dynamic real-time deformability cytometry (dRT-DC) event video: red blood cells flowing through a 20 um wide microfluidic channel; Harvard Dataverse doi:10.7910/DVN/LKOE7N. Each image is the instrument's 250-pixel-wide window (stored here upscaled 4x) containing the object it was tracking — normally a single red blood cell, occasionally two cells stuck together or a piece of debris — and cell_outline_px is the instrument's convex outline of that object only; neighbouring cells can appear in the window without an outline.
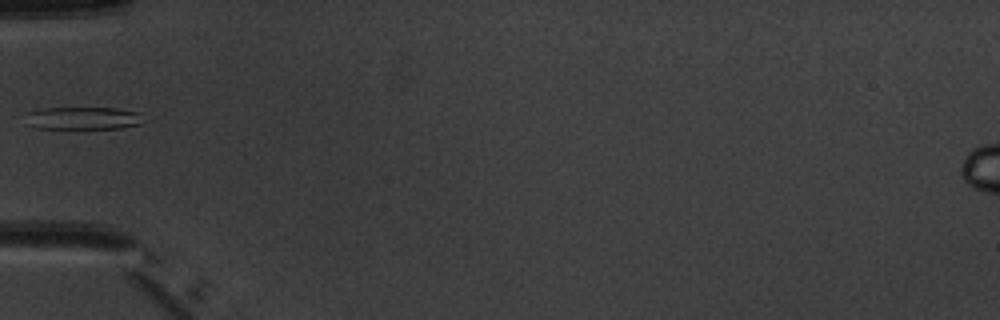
{"species": "common noctule bat (a hibernating species)", "species_latin": "Nyctalus noctula", "temperature_condition": "warm", "stored_images_in_passage": 6, "camera_frame_rate_fps": 3000, "um_per_image_px": 0.085, "animal": {"sex": "male", "body_mass_g": 20.1, "forearm_length_mm": 53.5}, "frame": {"image": 1, "passage_image": 6, "time_ms": 5.667, "image_size_px": [1000, 320], "cell_outline_px": [[152, 120], [140, 124], [120, 128], [36, 128], [24, 124], [24, 112], [40, 108], [116, 108], [140, 112]], "centroid_in_image_um": [7.08, 10.04], "position_along_channel_um": 77.9, "area_um2": 16.24}}